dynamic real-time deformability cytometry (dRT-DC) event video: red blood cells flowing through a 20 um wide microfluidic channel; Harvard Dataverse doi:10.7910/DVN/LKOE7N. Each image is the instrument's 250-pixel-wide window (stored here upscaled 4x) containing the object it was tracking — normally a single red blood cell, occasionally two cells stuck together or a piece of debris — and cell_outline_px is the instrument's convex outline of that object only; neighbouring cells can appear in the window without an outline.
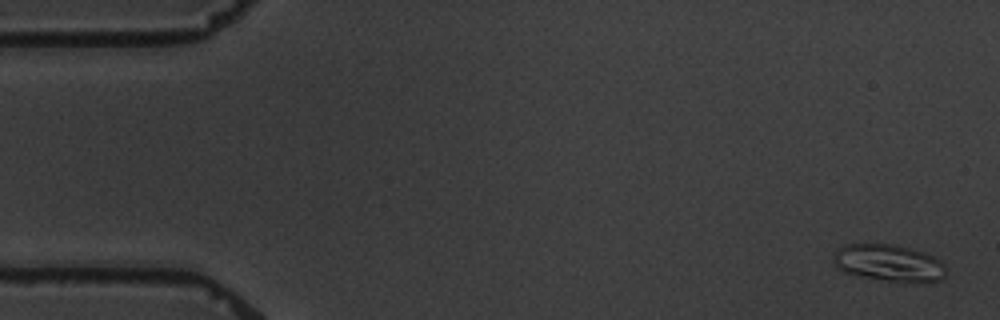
{"species": "common noctule bat (a hibernating species)", "species_latin": "Nyctalus noctula", "temperature_condition": "warm", "stored_images_in_passage": 4, "camera_frame_rate_fps": 3000, "um_per_image_px": 0.085, "animal": {"sex": "male", "body_mass_g": 19.5, "forearm_length_mm": 54.6}, "frame": {"image": 1, "passage_image": 1, "time_ms": 0.0, "image_size_px": [1000, 320], "cell_outline_px": [[944, 276], [940, 280], [920, 284], [916, 284], [888, 280], [864, 276], [844, 272], [836, 268], [832, 256], [836, 248], [848, 244], [896, 244], [924, 252], [940, 260], [944, 264]], "centroid_in_image_um": [75.55, 22.35], "position_along_channel_um": 9.5, "area_um2": 24.45}}
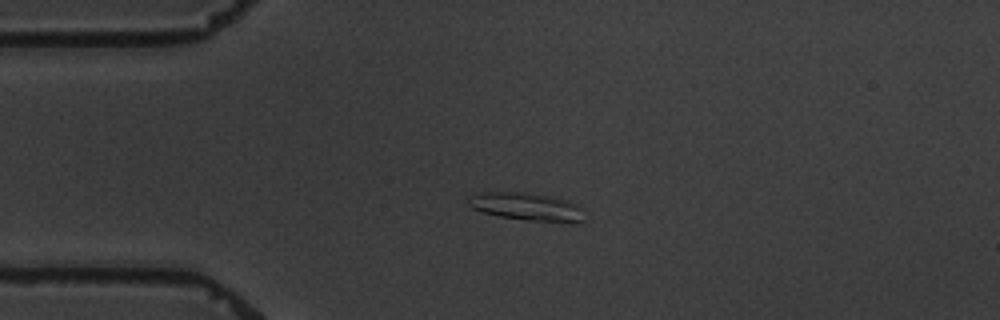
{"frame": {"image": 2, "passage_image": 4, "time_ms": 4.0, "image_size_px": [1000, 320], "cell_outline_px": [[584, 220], [528, 220], [500, 216], [484, 212], [472, 208], [468, 204], [468, 196], [484, 192], [524, 192], [548, 196], [568, 200], [576, 204], [580, 208]], "centroid_in_image_um": [44.67, 17.53], "position_along_channel_um": 40.3, "area_um2": 18.03}}